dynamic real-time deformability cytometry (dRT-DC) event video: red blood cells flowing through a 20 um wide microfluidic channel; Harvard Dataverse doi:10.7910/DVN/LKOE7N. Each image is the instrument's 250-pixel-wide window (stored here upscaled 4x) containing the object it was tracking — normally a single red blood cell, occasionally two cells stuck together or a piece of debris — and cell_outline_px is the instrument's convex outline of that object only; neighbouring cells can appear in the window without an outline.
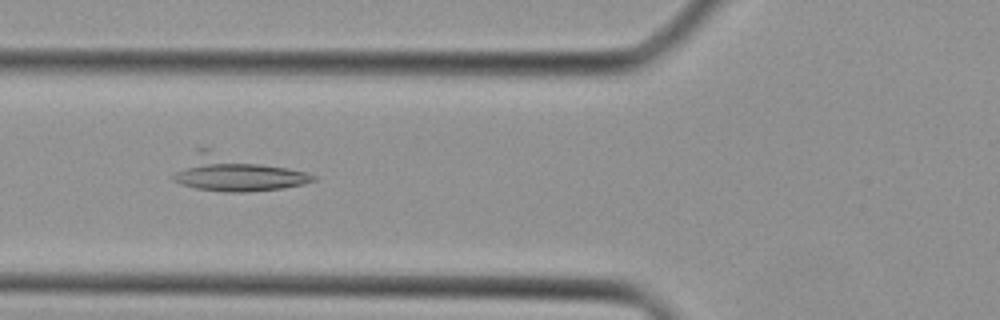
{"species": "Egyptian fruit bat (a non-hibernating species)", "species_latin": "Rousettus aegyptiacus", "temperature_condition": "cold", "stored_images_in_passage": 29, "camera_frame_rate_fps": 3000, "um_per_image_px": 0.085, "animal": {"sex": "female"}, "frame": {"image": 1, "passage_image": 3, "time_ms": 0.667, "image_size_px": [1000, 320], "cell_outline_px": [[316, 180], [304, 184], [280, 188], [248, 192], [224, 192], [196, 188], [172, 180], [172, 176], [196, 148], [208, 148], [304, 172], [316, 176]], "centroid_in_image_um": [20.01, 14.72], "position_along_channel_um": 105.8, "area_um2": 28.61}}
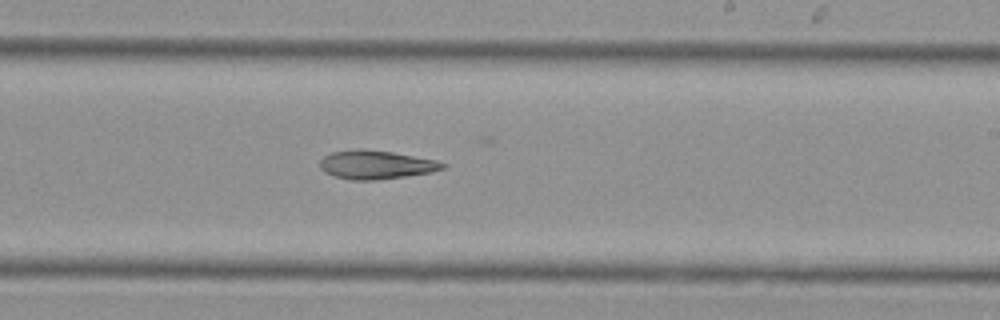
{"frame": {"image": 2, "passage_image": 12, "time_ms": 3.667, "image_size_px": [1000, 320], "cell_outline_px": [[448, 164], [444, 168], [432, 172], [376, 180], [352, 180], [336, 176], [324, 172], [320, 168], [320, 160], [324, 156], [332, 152], [392, 152], [436, 160]], "centroid_in_image_um": [32.01, 14.05], "position_along_channel_um": 257.0, "area_um2": 19.54}}
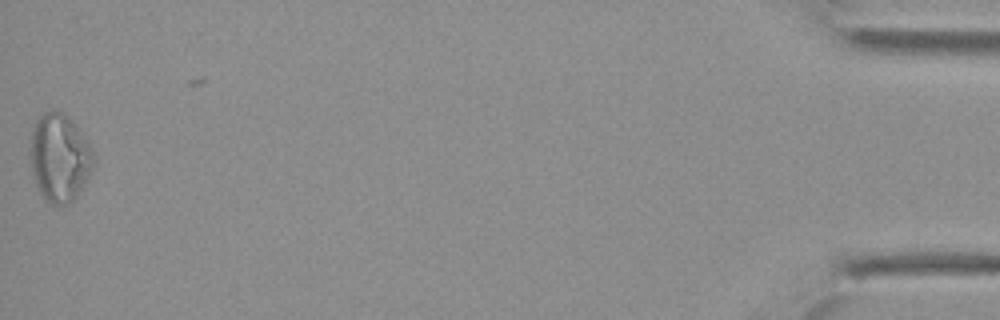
{"frame": {"image": 3, "passage_image": 28, "time_ms": 9.0, "image_size_px": [1000, 320], "cell_outline_px": [[96, 160], [88, 176], [76, 196], [68, 204], [52, 204], [44, 200], [36, 184], [32, 172], [28, 152], [32, 132], [36, 120], [44, 112], [60, 112], [72, 120], [88, 144]], "centroid_in_image_um": [5.02, 13.42], "position_along_channel_um": 430.2, "area_um2": 32.08}}